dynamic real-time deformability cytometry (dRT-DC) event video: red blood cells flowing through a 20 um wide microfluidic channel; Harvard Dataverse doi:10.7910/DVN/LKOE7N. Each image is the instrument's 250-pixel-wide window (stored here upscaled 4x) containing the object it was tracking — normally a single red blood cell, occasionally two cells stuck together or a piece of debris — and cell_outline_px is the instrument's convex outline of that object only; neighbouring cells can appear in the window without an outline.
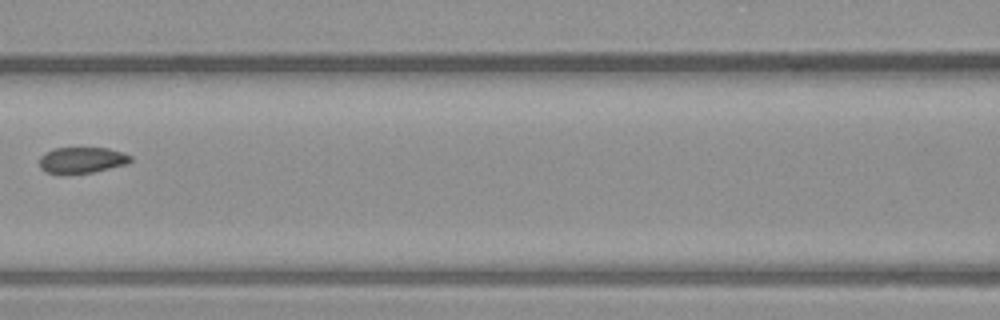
{"species": "common noctule bat (a hibernating species)", "species_latin": "Nyctalus noctula", "temperature_condition": "warm", "stored_images_in_passage": 7, "camera_frame_rate_fps": 3000, "um_per_image_px": 0.085, "animal": {"sex": "male", "body_mass_g": 23.1, "forearm_length_mm": 52.7}, "frame": {"image": 1, "passage_image": 7, "time_ms": 2.0, "image_size_px": [1000, 320], "cell_outline_px": [[132, 160], [128, 164], [92, 172], [44, 172], [40, 168], [40, 156], [52, 148], [108, 148], [124, 152], [132, 156]], "centroid_in_image_um": [7.0, 13.58], "position_along_channel_um": 159.6, "area_um2": 13.64}}